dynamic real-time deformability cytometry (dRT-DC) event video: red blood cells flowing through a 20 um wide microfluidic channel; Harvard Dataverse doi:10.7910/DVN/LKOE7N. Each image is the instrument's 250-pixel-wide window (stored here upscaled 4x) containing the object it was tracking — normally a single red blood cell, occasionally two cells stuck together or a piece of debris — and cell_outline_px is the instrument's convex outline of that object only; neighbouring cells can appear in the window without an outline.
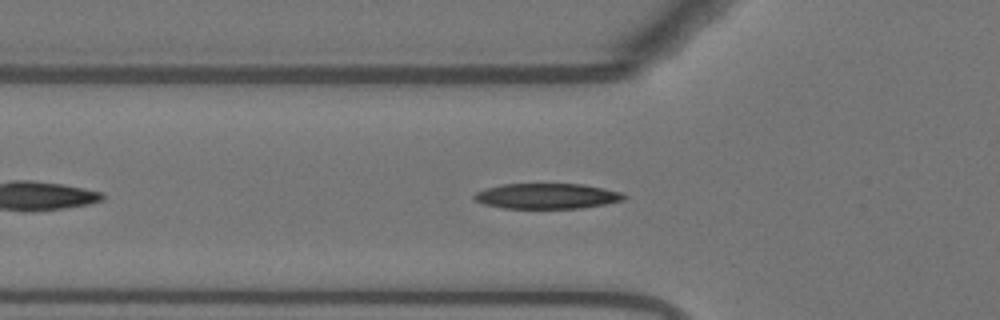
{"species": "Egyptian fruit bat (a non-hibernating species)", "species_latin": "Rousettus aegyptiacus", "temperature_condition": "warm", "stored_images_in_passage": 42, "camera_frame_rate_fps": 3000, "um_per_image_px": 0.085, "animal": {"sex": "female"}, "frame": {"image": 1, "passage_image": 8, "time_ms": 2.333, "image_size_px": [1000, 320], "cell_outline_px": [[628, 196], [624, 200], [604, 204], [580, 208], [504, 208], [484, 204], [476, 200], [472, 196], [476, 192], [484, 188], [500, 184], [584, 184], [604, 188], [620, 192]], "centroid_in_image_um": [46.48, 16.66], "position_along_channel_um": 79.3, "area_um2": 22.2}}
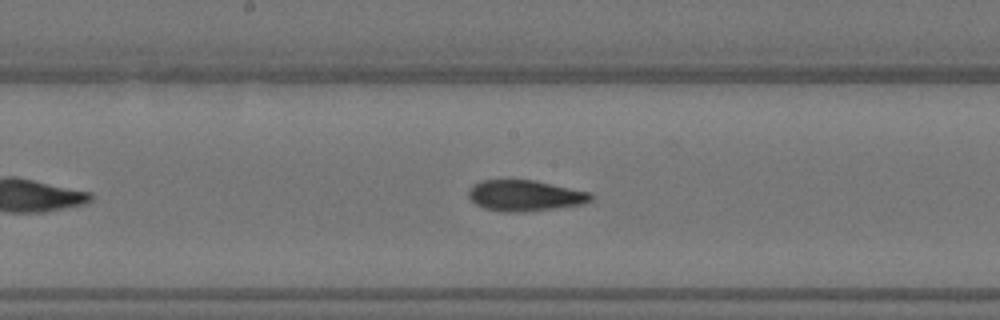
{"frame": {"image": 2, "passage_image": 18, "time_ms": 5.667, "image_size_px": [1000, 320], "cell_outline_px": [[592, 200], [584, 204], [556, 208], [524, 212], [504, 212], [484, 208], [476, 204], [468, 196], [468, 188], [472, 184], [480, 180], [532, 180], [592, 192]], "centroid_in_image_um": [44.61, 16.63], "position_along_channel_um": 203.6, "area_um2": 22.2}}
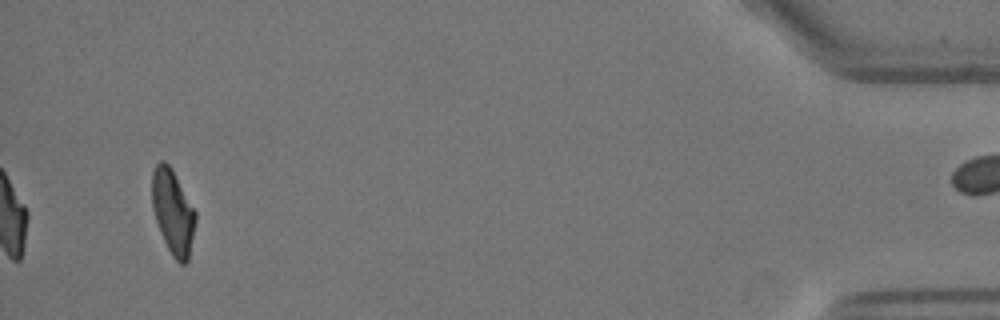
{"frame": {"image": 3, "passage_image": 42, "time_ms": 13.667, "image_size_px": [1000, 320], "cell_outline_px": [[196, 220], [188, 260], [184, 264], [180, 264], [172, 256], [160, 232], [156, 220], [152, 204], [152, 172], [156, 164], [160, 160], [164, 160], [172, 168], [196, 212]], "centroid_in_image_um": [14.69, 17.99], "position_along_channel_um": 420.5, "area_um2": 21.33}, "authors_computed_cell_mechanics": {"area_um2": 22.1952, "velocity_mm_per_s": 3.6853, "shape_relaxation_time_tau1_ms": 4.2546, "shape_relaxation_time_tau2_ms": 1.6245, "deformation_change_tau1": 0.1968, "deformation_change_tau2": 0.0935}}